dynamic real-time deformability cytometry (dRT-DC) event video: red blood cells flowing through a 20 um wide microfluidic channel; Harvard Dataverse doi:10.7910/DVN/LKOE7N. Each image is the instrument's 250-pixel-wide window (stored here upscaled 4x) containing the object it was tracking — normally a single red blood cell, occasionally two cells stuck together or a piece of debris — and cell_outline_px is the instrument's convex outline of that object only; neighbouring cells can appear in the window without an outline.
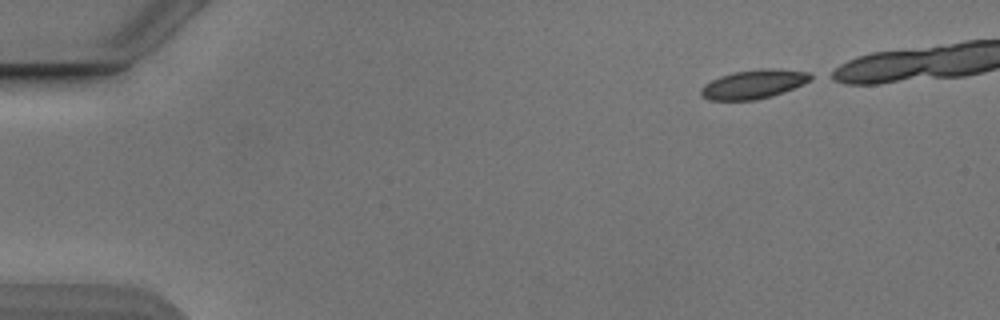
{"species": "Egyptian fruit bat (a non-hibernating species)", "species_latin": "Rousettus aegyptiacus", "temperature_condition": "cold", "stored_images_in_passage": 41, "camera_frame_rate_fps": 3000, "um_per_image_px": 0.085, "animal": {"sex": "male"}, "frame": {"image": 1, "passage_image": 1, "time_ms": 0.0, "image_size_px": [1000, 320], "cell_outline_px": [[816, 76], [812, 80], [804, 84], [784, 92], [772, 96], [756, 100], [708, 100], [700, 96], [700, 88], [704, 84], [720, 76], [736, 72], [760, 68], [772, 68], [808, 72]], "centroid_in_image_um": [64.08, 7.16], "position_along_channel_um": 20.9, "area_um2": 18.73}}
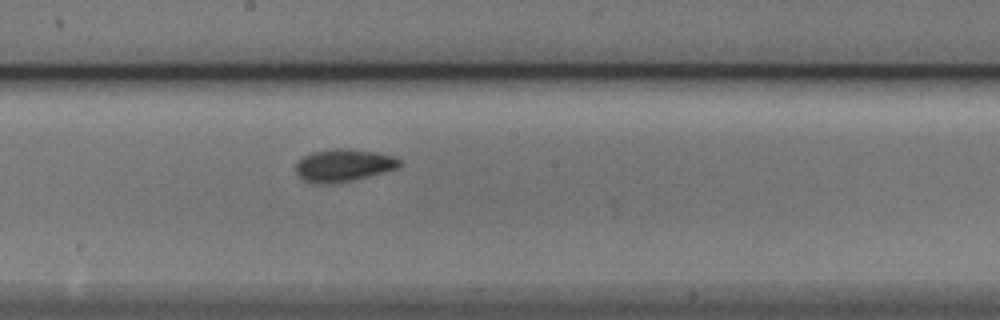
{"frame": {"image": 2, "passage_image": 24, "time_ms": 7.667, "image_size_px": [1000, 320], "cell_outline_px": [[400, 164], [396, 168], [384, 172], [352, 180], [324, 184], [304, 180], [296, 172], [296, 160], [312, 152], [336, 148], [348, 148], [376, 152], [396, 156], [400, 160]], "centroid_in_image_um": [29.2, 14.03], "position_along_channel_um": 219.0, "area_um2": 19.48}}
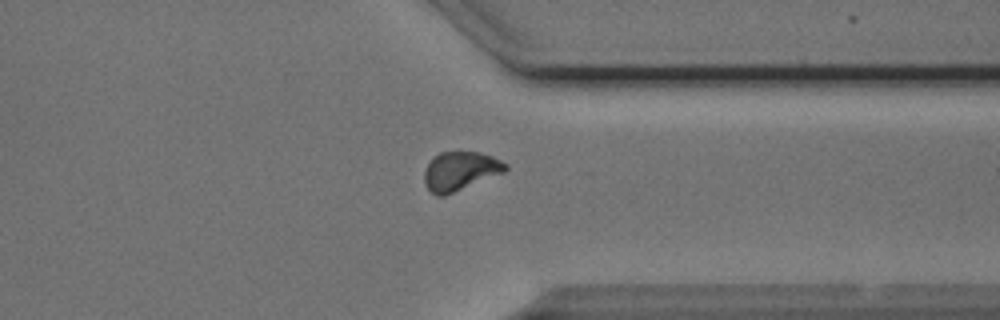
{"frame": {"image": 3, "passage_image": 36, "time_ms": 11.667, "image_size_px": [1000, 320], "cell_outline_px": [[508, 168], [504, 172], [444, 196], [436, 196], [428, 188], [424, 180], [424, 172], [428, 164], [440, 152], [480, 152], [492, 156], [508, 164]], "centroid_in_image_um": [39.13, 14.54], "position_along_channel_um": 372.3, "area_um2": 18.09}, "authors_computed_cell_mechanics": {"area_um2": 18.496, "velocity_mm_per_s": 3.8596, "shape_relaxation_time_tau1_ms": 5.1831, "shape_relaxation_time_tau2_ms": 3.0579, "deformation_change_tau1": 0.1345, "deformation_change_tau2": 0.0815}}